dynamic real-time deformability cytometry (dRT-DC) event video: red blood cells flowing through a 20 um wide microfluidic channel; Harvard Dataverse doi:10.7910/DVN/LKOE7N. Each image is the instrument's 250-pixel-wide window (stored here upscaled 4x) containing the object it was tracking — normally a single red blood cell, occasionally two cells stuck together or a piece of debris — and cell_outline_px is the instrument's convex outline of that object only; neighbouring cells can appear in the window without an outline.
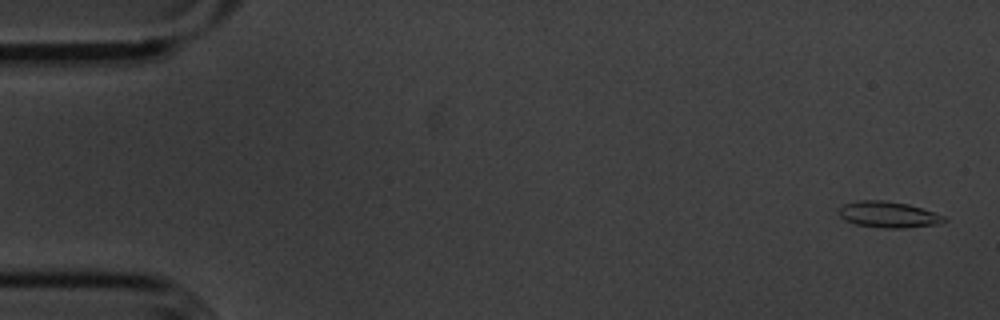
{"species": "common noctule bat (a hibernating species)", "species_latin": "Nyctalus noctula", "temperature_condition": "cold", "stored_images_in_passage": 54, "camera_frame_rate_fps": 3000, "um_per_image_px": 0.085, "animal": {"sex": "male", "body_mass_g": 20.1, "forearm_length_mm": 53.5}, "frame": {"image": 1, "passage_image": 1, "time_ms": 0.0, "image_size_px": [1000, 320], "cell_outline_px": [[948, 220], [940, 224], [904, 228], [884, 228], [856, 224], [844, 220], [836, 212], [844, 204], [860, 200], [884, 200], [908, 204], [944, 216]], "centroid_in_image_um": [75.49, 18.24], "position_along_channel_um": 9.5, "area_um2": 16.01}}
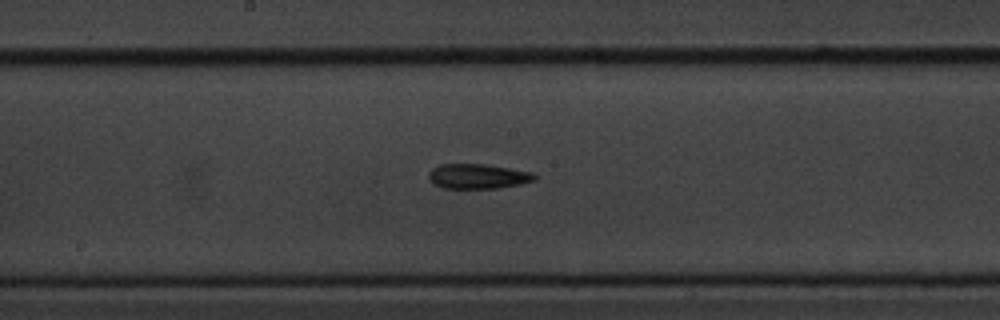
{"frame": {"image": 2, "passage_image": 28, "time_ms": 9.0, "image_size_px": [1000, 320], "cell_outline_px": [[536, 180], [520, 184], [496, 188], [444, 188], [436, 184], [428, 176], [428, 172], [432, 168], [440, 164], [484, 164], [532, 172], [536, 176]], "centroid_in_image_um": [40.62, 14.98], "position_along_channel_um": 207.6, "area_um2": 15.14}}
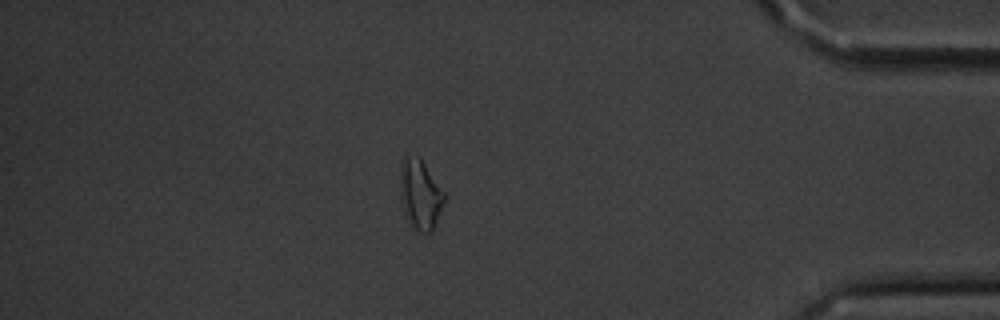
{"frame": {"image": 3, "passage_image": 47, "time_ms": 15.333, "image_size_px": [1000, 320], "cell_outline_px": [[444, 200], [440, 212], [432, 232], [424, 232], [416, 228], [412, 224], [404, 208], [400, 188], [400, 160], [404, 156], [420, 156], [444, 192]], "centroid_in_image_um": [35.72, 16.44], "position_along_channel_um": 399.5, "area_um2": 17.46}, "authors_computed_cell_mechanics": {"area_um2": 15.4326, "velocity_mm_per_s": 3.5969, "shape_relaxation_time_tau1_ms": 5.801, "shape_relaxation_time_tau2_ms": 10.9797, "deformation_change_tau1": 0.1716, "deformation_change_tau2": 0.2511}}